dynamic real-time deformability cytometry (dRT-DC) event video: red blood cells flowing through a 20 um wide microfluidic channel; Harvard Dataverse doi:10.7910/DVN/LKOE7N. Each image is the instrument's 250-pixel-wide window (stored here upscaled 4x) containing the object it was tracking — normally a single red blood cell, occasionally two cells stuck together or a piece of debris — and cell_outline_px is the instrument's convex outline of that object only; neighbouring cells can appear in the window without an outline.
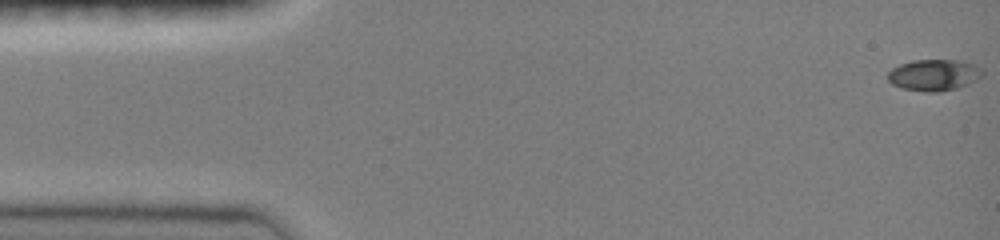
{"species": "common noctule bat (a hibernating species)", "species_latin": "Nyctalus noctula", "temperature_condition": "room temperature", "stored_images_in_passage": 47, "camera_frame_rate_fps": 3000, "um_per_image_px": 0.085, "animal": {"sex": "female", "body_mass_g": 19.0, "forearm_length_mm": 51.5}, "frame": {"image": 1, "passage_image": 1, "time_ms": 0.0, "image_size_px": [1000, 240], "cell_outline_px": [[984, 76], [968, 84], [956, 88], [940, 92], [924, 92], [904, 88], [892, 84], [888, 80], [888, 72], [892, 68], [900, 64], [912, 60], [960, 60], [984, 68]], "centroid_in_image_um": [79.42, 6.37], "position_along_channel_um": 5.6, "area_um2": 17.46}}
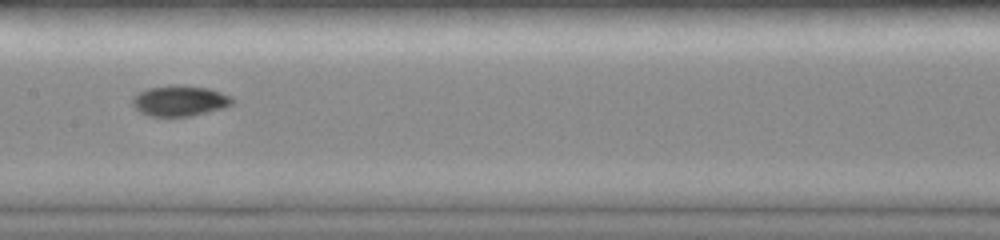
{"frame": {"image": 2, "passage_image": 24, "time_ms": 7.667, "image_size_px": [1000, 240], "cell_outline_px": [[236, 100], [232, 104], [224, 108], [192, 116], [148, 116], [140, 112], [132, 104], [132, 100], [140, 92], [148, 88], [208, 88], [232, 96]], "centroid_in_image_um": [15.34, 8.63], "position_along_channel_um": 192.1, "area_um2": 16.99}}
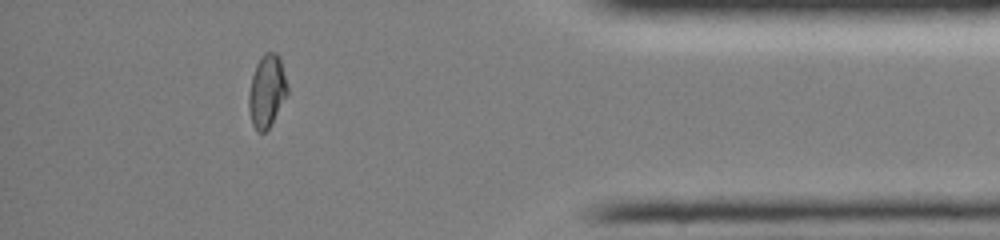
{"frame": {"image": 3, "passage_image": 42, "time_ms": 13.667, "image_size_px": [1000, 240], "cell_outline_px": [[288, 92], [268, 128], [264, 132], [256, 132], [252, 124], [248, 108], [248, 96], [252, 76], [256, 64], [260, 56], [264, 52], [276, 52], [280, 56], [288, 88]], "centroid_in_image_um": [22.66, 7.7], "position_along_channel_um": 412.5, "area_um2": 16.3}, "authors_computed_cell_mechanics": {"area_um2": 16.8776, "velocity_mm_per_s": 4.0957, "shape_relaxation_time_tau1_ms": 9.7736, "shape_relaxation_time_tau2_ms": 1.5959, "deformation_change_tau1": 0.2908, "deformation_change_tau2": 0.0402}}